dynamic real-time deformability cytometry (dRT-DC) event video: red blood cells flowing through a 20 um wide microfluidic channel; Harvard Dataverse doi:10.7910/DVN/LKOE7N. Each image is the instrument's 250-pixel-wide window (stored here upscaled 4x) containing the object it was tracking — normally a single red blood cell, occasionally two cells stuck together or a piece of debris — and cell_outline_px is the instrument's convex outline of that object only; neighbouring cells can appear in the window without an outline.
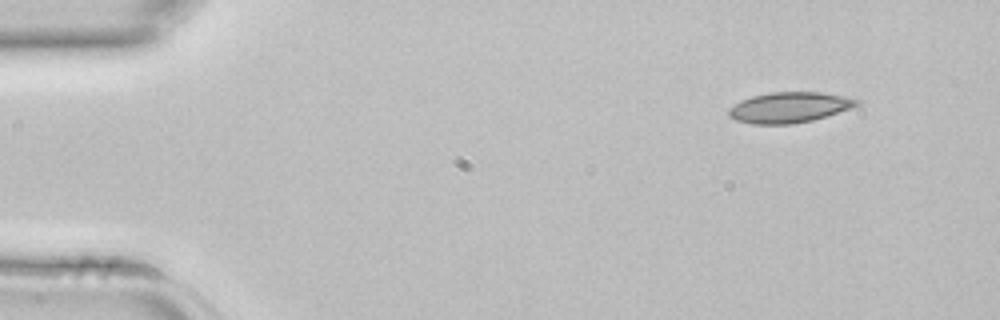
{"species": "common noctule bat (a hibernating species)", "species_latin": "Nyctalus noctula", "temperature_condition": "room temperature", "stored_images_in_passage": 3, "segment_of_instrument_passage": [1, 2], "camera_frame_rate_fps": 3000, "um_per_image_px": 0.085, "animal": {"sex": "female", "body_mass_g": 22.7, "forearm_length_mm": 54.2}, "frame": {"image": 1, "passage_image": 1, "time_ms": 0.0, "image_size_px": [1000, 320], "cell_outline_px": [[864, 100], [860, 104], [852, 108], [812, 120], [792, 124], [752, 124], [736, 120], [728, 116], [728, 108], [740, 100], [752, 96], [768, 92], [820, 92]], "centroid_in_image_um": [67.09, 9.12], "position_along_channel_um": 17.9, "area_um2": 22.95}}